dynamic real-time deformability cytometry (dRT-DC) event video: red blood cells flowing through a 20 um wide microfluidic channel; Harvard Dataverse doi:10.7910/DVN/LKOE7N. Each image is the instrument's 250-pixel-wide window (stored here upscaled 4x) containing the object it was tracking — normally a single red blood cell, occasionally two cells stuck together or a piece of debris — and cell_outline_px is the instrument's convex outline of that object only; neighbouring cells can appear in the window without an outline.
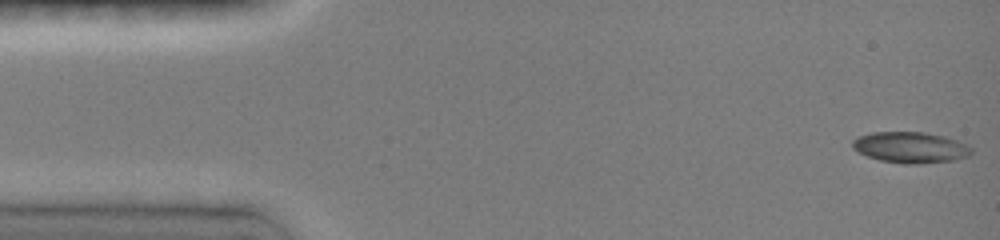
{"species": "common noctule bat (a hibernating species)", "species_latin": "Nyctalus noctula", "temperature_condition": "room temperature", "stored_images_in_passage": 45, "camera_frame_rate_fps": 3000, "um_per_image_px": 0.085, "animal": {"sex": "female", "body_mass_g": 19.0, "forearm_length_mm": 51.5}, "frame": {"image": 1, "passage_image": 1, "time_ms": 0.0, "image_size_px": [1000, 240], "cell_outline_px": [[972, 152], [968, 156], [952, 160], [916, 164], [904, 164], [880, 160], [868, 156], [852, 148], [852, 140], [860, 136], [872, 132], [924, 132], [944, 136], [956, 140], [972, 148]], "centroid_in_image_um": [77.37, 12.53], "position_along_channel_um": 7.6, "area_um2": 21.27}}
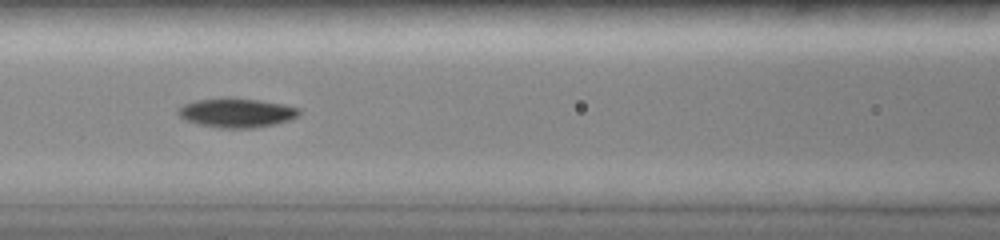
{"frame": {"image": 2, "passage_image": 18, "time_ms": 6.333, "image_size_px": [1000, 240], "cell_outline_px": [[300, 116], [276, 124], [256, 128], [216, 128], [200, 124], [188, 120], [180, 116], [176, 112], [184, 104], [196, 100], [220, 96], [228, 96], [260, 100], [284, 104], [300, 108]], "centroid_in_image_um": [20.14, 9.56], "position_along_channel_um": 146.5, "area_um2": 21.04}}
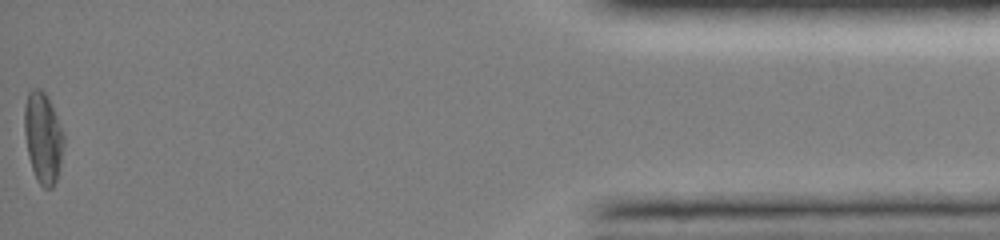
{"frame": {"image": 3, "passage_image": 45, "time_ms": 15.333, "image_size_px": [1000, 240], "cell_outline_px": [[64, 144], [60, 164], [56, 180], [52, 188], [44, 188], [36, 180], [28, 156], [24, 132], [24, 108], [28, 92], [32, 88], [40, 88], [48, 96], [64, 136]], "centroid_in_image_um": [3.64, 11.69], "position_along_channel_um": 431.6, "area_um2": 20.81}, "authors_computed_cell_mechanics": {"area_um2": 19.7098, "velocity_mm_per_s": 4.0471, "shape_relaxation_time_tau1_ms": 2.7441, "shape_relaxation_time_tau2_ms": null, "deformation_change_tau1": 0.1438, "deformation_change_tau2": null}}